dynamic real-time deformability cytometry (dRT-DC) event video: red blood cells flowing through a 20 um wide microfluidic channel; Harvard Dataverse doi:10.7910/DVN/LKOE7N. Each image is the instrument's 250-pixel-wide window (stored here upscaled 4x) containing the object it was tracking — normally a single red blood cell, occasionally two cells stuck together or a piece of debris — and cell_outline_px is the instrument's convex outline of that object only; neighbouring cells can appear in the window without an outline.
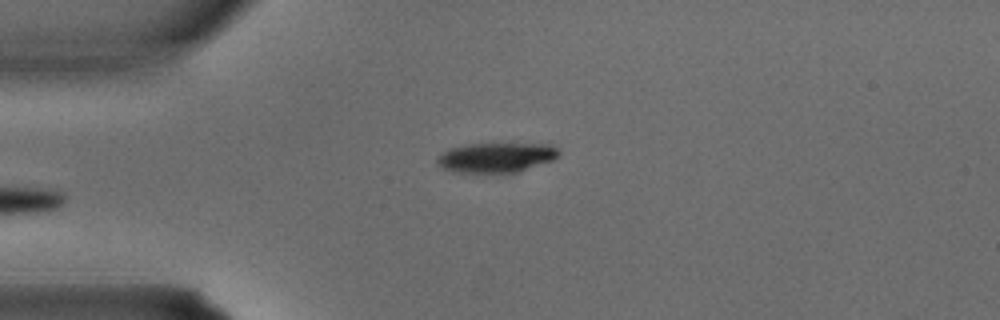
{"species": "common noctule bat (a hibernating species)", "species_latin": "Nyctalus noctula", "temperature_condition": "warm", "stored_images_in_passage": 3, "camera_frame_rate_fps": 3000, "um_per_image_px": 0.085, "animal": {"sex": "male", "body_mass_g": 15.6}, "frame": {"image": 1, "passage_image": 3, "time_ms": 0.667, "image_size_px": [1000, 320], "cell_outline_px": [[560, 156], [552, 160], [516, 172], [456, 172], [440, 168], [436, 164], [436, 156], [448, 148], [464, 144], [548, 144], [556, 148], [560, 152]], "centroid_in_image_um": [42.1, 13.38], "position_along_channel_um": 42.9, "area_um2": 21.1}}